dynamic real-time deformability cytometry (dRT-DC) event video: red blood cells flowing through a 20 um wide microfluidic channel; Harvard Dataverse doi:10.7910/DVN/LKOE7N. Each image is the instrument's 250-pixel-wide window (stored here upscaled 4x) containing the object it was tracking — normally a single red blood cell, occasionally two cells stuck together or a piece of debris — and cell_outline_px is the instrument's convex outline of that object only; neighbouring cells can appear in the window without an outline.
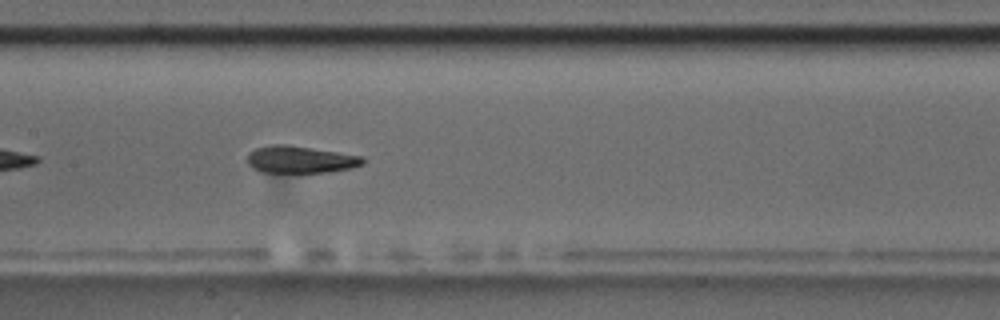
{"species": "common noctule bat (a hibernating species)", "species_latin": "Nyctalus noctula", "temperature_condition": "room temperature", "stored_images_in_passage": 42, "camera_frame_rate_fps": 3000, "um_per_image_px": 0.085, "animal": {"sex": "male", "body_mass_g": 17.5, "forearm_length_mm": 52.3}, "frame": {"image": 1, "passage_image": 13, "time_ms": 4.0, "image_size_px": [1000, 320], "cell_outline_px": [[364, 164], [352, 168], [328, 172], [260, 172], [252, 168], [248, 164], [248, 152], [256, 148], [272, 144], [284, 144], [336, 152], [360, 156], [364, 160]], "centroid_in_image_um": [25.49, 13.56], "position_along_channel_um": 181.9, "area_um2": 18.09}, "authors_computed_cell_mechanics": {"area_um2": 19.074, "velocity_mm_per_s": 3.5783, "shape_relaxation_time_tau1_ms": 5.0043, "shape_relaxation_time_tau2_ms": 1.8161, "deformation_change_tau1": 0.1752, "deformation_change_tau2": 0.0698}}